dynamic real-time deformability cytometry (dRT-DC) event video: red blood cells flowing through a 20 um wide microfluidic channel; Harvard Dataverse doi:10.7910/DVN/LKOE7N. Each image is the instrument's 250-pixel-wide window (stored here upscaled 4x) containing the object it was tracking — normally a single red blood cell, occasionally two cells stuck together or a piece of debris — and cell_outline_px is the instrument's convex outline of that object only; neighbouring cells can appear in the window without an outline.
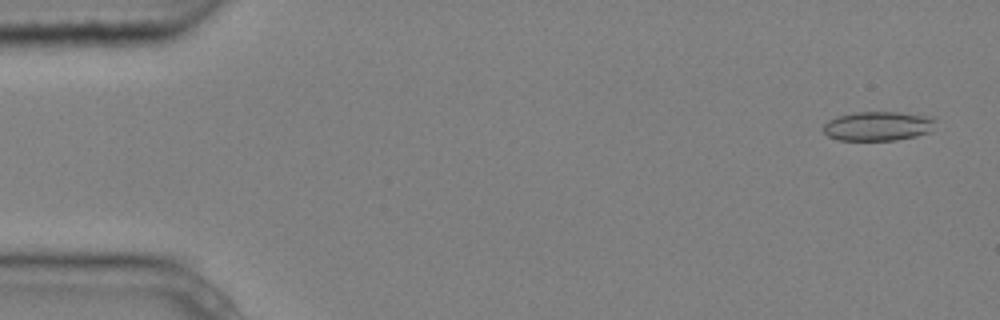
{"species": "common noctule bat (a hibernating species)", "species_latin": "Nyctalus noctula", "temperature_condition": "cold", "stored_images_in_passage": 7, "camera_frame_rate_fps": 3000, "um_per_image_px": 0.085, "animal": {"sex": "male", "body_mass_g": 20.4}, "frame": {"image": 1, "passage_image": 1, "time_ms": 0.0, "image_size_px": [1000, 320], "cell_outline_px": [[936, 120], [932, 132], [916, 136], [896, 140], [836, 140], [828, 136], [824, 132], [824, 124], [828, 120], [836, 116], [856, 112], [900, 112], [936, 116]], "centroid_in_image_um": [74.69, 10.71], "position_along_channel_um": 10.3, "area_um2": 19.54}}
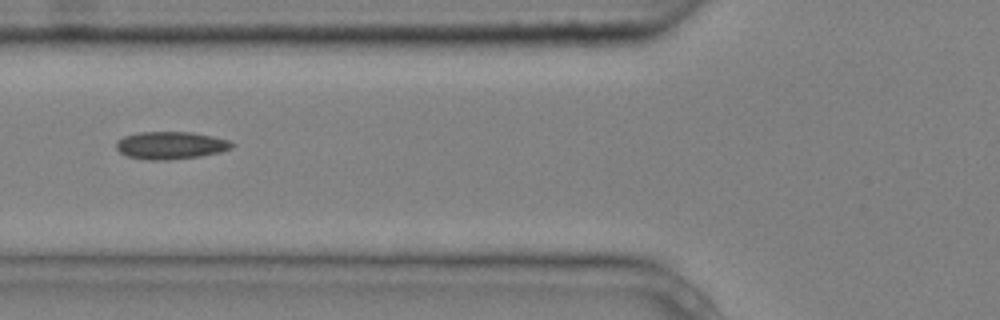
{"frame": {"image": 2, "passage_image": 6, "time_ms": 1.667, "image_size_px": [1000, 320], "cell_outline_px": [[236, 144], [232, 148], [220, 152], [200, 156], [168, 160], [148, 160], [128, 156], [120, 152], [116, 148], [116, 140], [124, 136], [136, 132], [192, 132], [212, 136], [228, 140]], "centroid_in_image_um": [14.5, 12.35], "position_along_channel_um": 111.3, "area_um2": 18.67}}